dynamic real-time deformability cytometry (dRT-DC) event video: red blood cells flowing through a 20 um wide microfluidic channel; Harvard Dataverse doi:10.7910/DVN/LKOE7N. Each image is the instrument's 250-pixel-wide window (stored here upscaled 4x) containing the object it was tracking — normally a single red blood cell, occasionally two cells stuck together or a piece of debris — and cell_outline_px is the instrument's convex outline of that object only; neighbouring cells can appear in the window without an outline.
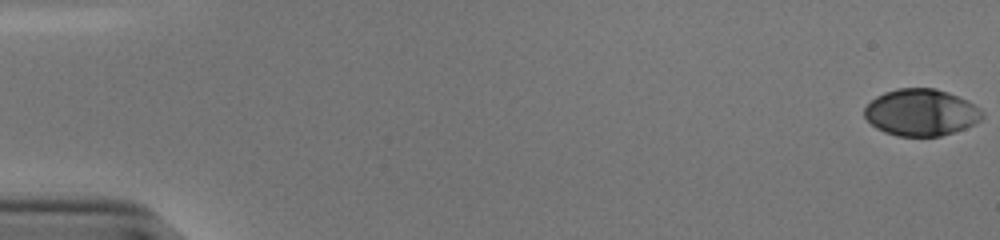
{"species": "human", "species_latin": "Homo sapiens", "temperature_condition": "cold", "stored_images_in_passage": 55, "camera_frame_rate_fps": 3000, "um_per_image_px": 0.085, "donor": {"sex": "male"}, "frame": {"image": 1, "passage_image": 1, "time_ms": 0.0, "image_size_px": [1000, 240], "cell_outline_px": [[984, 116], [980, 120], [964, 128], [940, 136], [896, 136], [884, 132], [876, 128], [864, 116], [864, 108], [876, 96], [884, 92], [896, 88], [936, 88], [948, 92], [968, 100], [980, 108], [984, 112]], "centroid_in_image_um": [78.29, 9.55], "position_along_channel_um": 6.7, "area_um2": 32.19}}
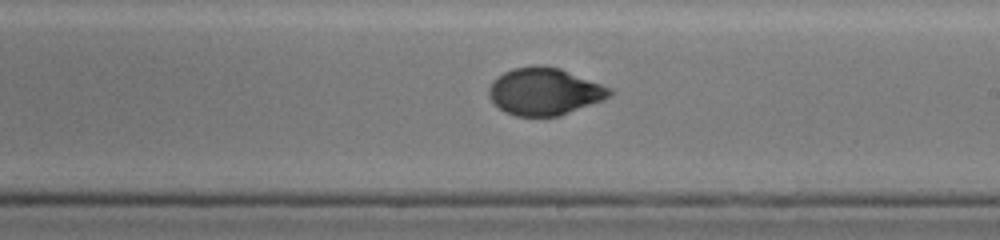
{"frame": {"image": 2, "passage_image": 33, "time_ms": 10.667, "image_size_px": [1000, 240], "cell_outline_px": [[612, 92], [604, 100], [560, 116], [516, 116], [504, 112], [488, 96], [488, 88], [492, 80], [496, 76], [512, 68], [560, 68], [612, 88]], "centroid_in_image_um": [46.27, 7.81], "position_along_channel_um": 242.7, "area_um2": 32.77}}
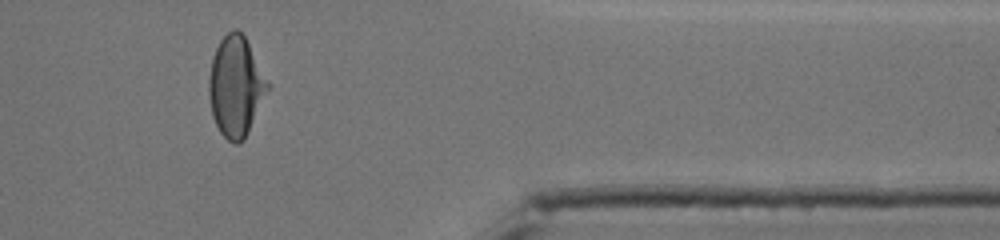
{"frame": {"image": 3, "passage_image": 46, "time_ms": 15.0, "image_size_px": [1000, 240], "cell_outline_px": [[268, 88], [248, 132], [244, 140], [240, 144], [232, 144], [220, 132], [212, 116], [208, 96], [208, 80], [212, 56], [220, 40], [232, 28], [236, 28], [244, 36], [268, 80]], "centroid_in_image_um": [20.0, 7.35], "position_along_channel_um": 391.4, "area_um2": 34.04}, "authors_computed_cell_mechanics": {"area_um2": 33.3506, "velocity_mm_per_s": 3.8538, "shape_relaxation_time_tau1_ms": 5.0415, "shape_relaxation_time_tau2_ms": 1.1478, "deformation_change_tau1": 0.196, "deformation_change_tau2": 0.0389}}